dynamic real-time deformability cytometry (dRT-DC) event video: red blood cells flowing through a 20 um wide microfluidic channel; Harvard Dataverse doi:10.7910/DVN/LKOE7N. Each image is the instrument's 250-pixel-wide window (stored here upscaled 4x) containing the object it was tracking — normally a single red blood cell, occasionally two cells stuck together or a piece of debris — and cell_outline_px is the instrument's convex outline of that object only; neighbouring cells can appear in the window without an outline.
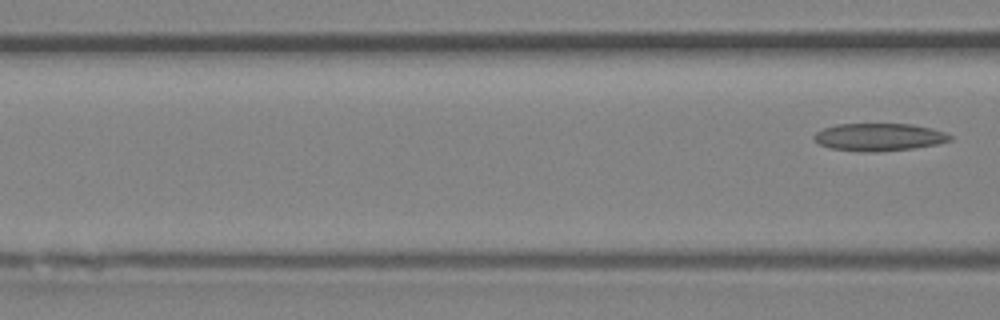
{"species": "Egyptian fruit bat (a non-hibernating species)", "species_latin": "Rousettus aegyptiacus", "temperature_condition": "room temperature", "stored_images_in_passage": 6, "camera_frame_rate_fps": 3000, "um_per_image_px": 0.085, "animal": {"sex": "female"}, "frame": {"image": 1, "passage_image": 6, "time_ms": 1.667, "image_size_px": [1000, 320], "cell_outline_px": [[952, 140], [936, 144], [912, 148], [876, 152], [868, 152], [832, 148], [820, 144], [812, 136], [816, 132], [824, 128], [836, 124], [912, 124], [932, 128], [944, 132], [952, 136]], "centroid_in_image_um": [74.73, 11.64], "position_along_channel_um": 91.9, "area_um2": 21.68}}